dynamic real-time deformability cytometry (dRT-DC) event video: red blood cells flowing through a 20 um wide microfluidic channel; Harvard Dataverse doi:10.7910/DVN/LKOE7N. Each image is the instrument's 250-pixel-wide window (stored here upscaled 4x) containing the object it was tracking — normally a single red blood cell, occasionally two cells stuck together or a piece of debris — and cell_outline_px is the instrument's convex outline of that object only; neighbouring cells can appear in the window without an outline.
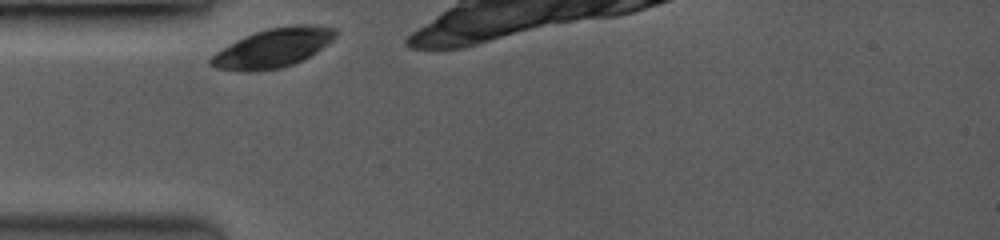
{"species": "common noctule bat (a hibernating species)", "species_latin": "Nyctalus noctula", "temperature_condition": "room temperature", "stored_images_in_passage": 19, "camera_frame_rate_fps": 3500, "um_per_image_px": 0.085, "animal": {"sex": "female", "body_mass_g": 19.0, "forearm_length_mm": 53.3}, "frame": {"image": 1, "passage_image": 1, "time_ms": 0.0, "image_size_px": [1000, 240], "cell_outline_px": [[336, 36], [328, 44], [304, 60], [280, 68], [252, 72], [244, 72], [216, 68], [208, 64], [208, 60], [216, 52], [236, 40], [244, 36], [268, 28], [292, 24], [320, 24], [336, 28]], "centroid_in_image_um": [23.23, 4.07], "position_along_channel_um": 61.8, "area_um2": 28.73}}
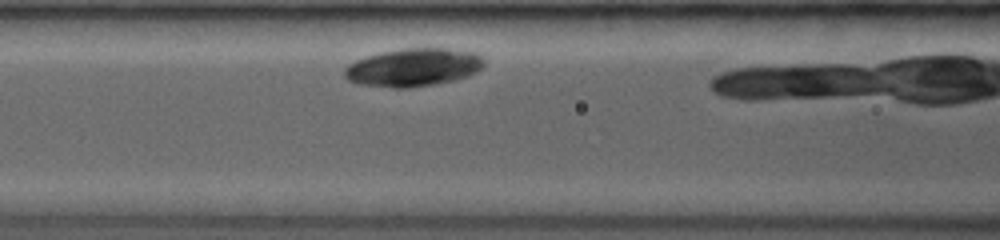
{"frame": {"image": 2, "passage_image": 6, "time_ms": 2.0, "image_size_px": [1000, 240], "cell_outline_px": [[484, 64], [476, 72], [468, 76], [456, 80], [436, 84], [408, 88], [396, 88], [356, 84], [348, 80], [344, 76], [344, 68], [348, 64], [364, 56], [380, 52], [400, 48], [448, 48], [476, 52], [484, 60]], "centroid_in_image_um": [35.11, 5.72], "position_along_channel_um": 131.5, "area_um2": 31.39}}
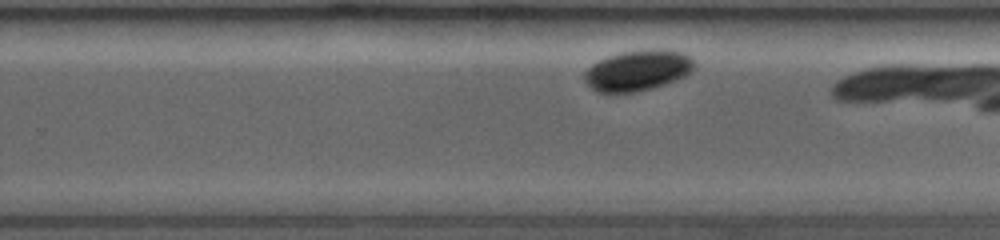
{"frame": {"image": 3, "passage_image": 16, "time_ms": 6.0, "image_size_px": [1000, 240], "cell_outline_px": [[696, 64], [692, 72], [684, 76], [664, 84], [652, 88], [636, 92], [600, 92], [592, 88], [584, 80], [584, 72], [592, 64], [608, 56], [620, 52], [644, 48], [668, 48], [684, 52], [692, 56]], "centroid_in_image_um": [54.27, 5.94], "position_along_channel_um": 275.5, "area_um2": 26.47}}